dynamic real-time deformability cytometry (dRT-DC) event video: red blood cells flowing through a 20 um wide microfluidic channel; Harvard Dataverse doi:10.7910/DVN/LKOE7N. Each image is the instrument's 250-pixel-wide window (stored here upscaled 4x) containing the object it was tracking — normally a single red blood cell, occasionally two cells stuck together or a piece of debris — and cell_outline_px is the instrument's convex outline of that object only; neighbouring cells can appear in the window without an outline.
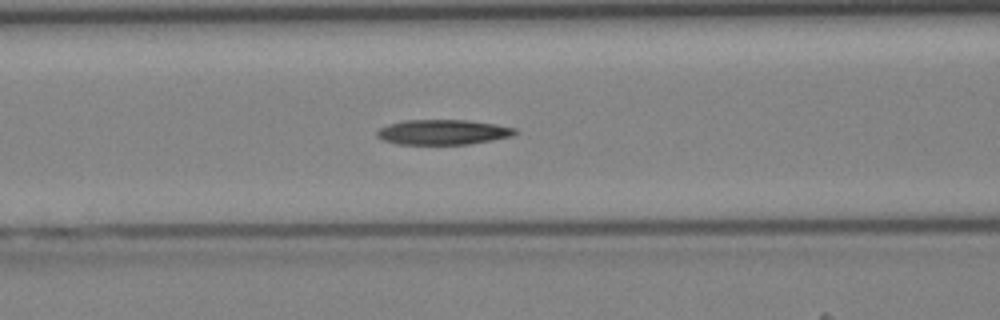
{"species": "Egyptian fruit bat (a non-hibernating species)", "species_latin": "Rousettus aegyptiacus", "temperature_condition": "cold", "stored_images_in_passage": 44, "segment_of_instrument_passage": [1, 2], "camera_frame_rate_fps": 3000, "um_per_image_px": 0.085, "animal": {"sex": "female"}, "frame": {"image": 1, "passage_image": 18, "time_ms": 5.667, "image_size_px": [1000, 320], "cell_outline_px": [[516, 132], [512, 136], [492, 140], [468, 144], [400, 144], [384, 140], [376, 136], [376, 132], [380, 128], [388, 124], [404, 120], [468, 120], [496, 124], [516, 128]], "centroid_in_image_um": [37.65, 11.22], "position_along_channel_um": 129.0, "area_um2": 20.06}}
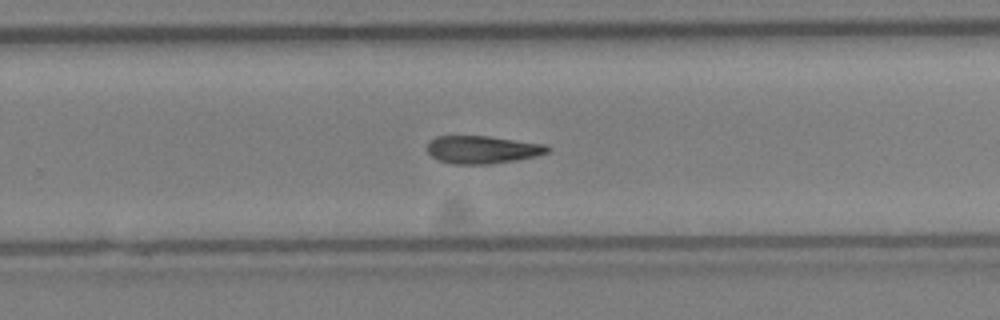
{"frame": {"image": 2, "passage_image": 28, "time_ms": 9.0, "image_size_px": [1000, 320], "cell_outline_px": [[552, 148], [548, 152], [536, 156], [516, 160], [492, 164], [456, 164], [440, 160], [432, 156], [428, 152], [428, 140], [436, 136], [488, 136], [544, 144]], "centroid_in_image_um": [41.01, 12.71], "position_along_channel_um": 288.8, "area_um2": 19.42}}
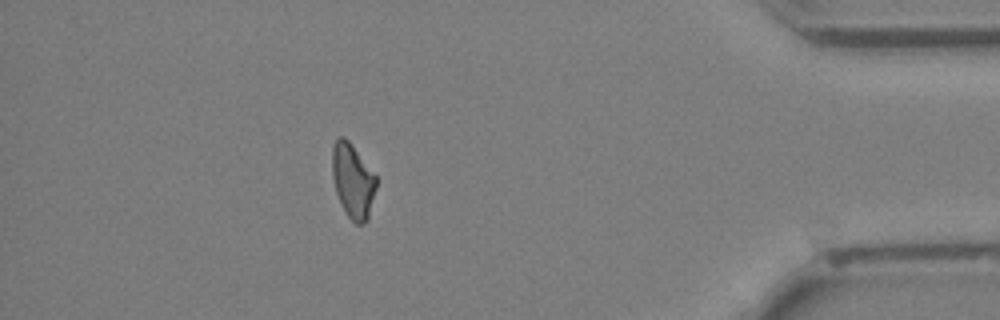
{"frame": {"image": 3, "passage_image": 38, "time_ms": 12.333, "image_size_px": [1000, 320], "cell_outline_px": [[376, 188], [368, 220], [364, 224], [356, 224], [348, 216], [340, 204], [336, 192], [332, 176], [332, 144], [336, 136], [344, 136], [348, 140], [376, 176]], "centroid_in_image_um": [29.97, 15.36], "position_along_channel_um": 405.2, "area_um2": 19.19}}